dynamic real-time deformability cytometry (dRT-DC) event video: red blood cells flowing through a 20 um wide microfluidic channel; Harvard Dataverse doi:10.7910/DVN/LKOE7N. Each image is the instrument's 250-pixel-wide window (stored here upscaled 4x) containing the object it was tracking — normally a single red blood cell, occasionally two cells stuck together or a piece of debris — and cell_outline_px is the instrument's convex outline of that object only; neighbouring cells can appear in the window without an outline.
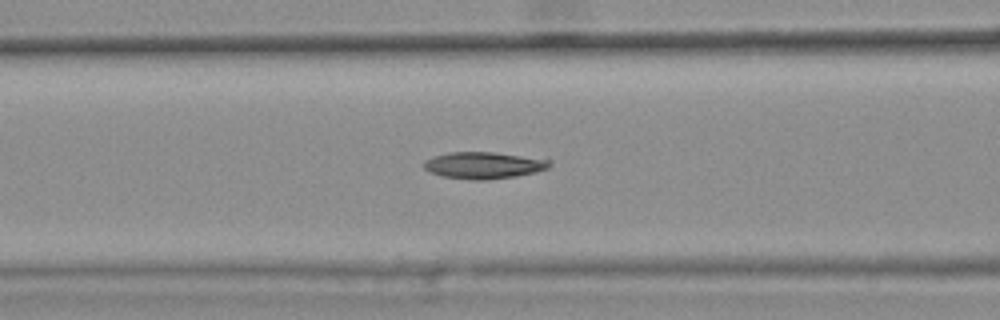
{"species": "common noctule bat (a hibernating species)", "species_latin": "Nyctalus noctula", "temperature_condition": "warm", "stored_images_in_passage": 7, "camera_frame_rate_fps": 3000, "um_per_image_px": 0.085, "animal": {"sex": "female", "body_mass_g": 25.1}, "frame": {"image": 1, "passage_image": 7, "time_ms": 2.0, "image_size_px": [1000, 320], "cell_outline_px": [[552, 160], [548, 168], [536, 172], [516, 176], [488, 180], [472, 180], [444, 176], [432, 172], [424, 168], [424, 160], [432, 156], [448, 152], [496, 152], [548, 156]], "centroid_in_image_um": [41.26, 14.01], "position_along_channel_um": 125.3, "area_um2": 20.29}}